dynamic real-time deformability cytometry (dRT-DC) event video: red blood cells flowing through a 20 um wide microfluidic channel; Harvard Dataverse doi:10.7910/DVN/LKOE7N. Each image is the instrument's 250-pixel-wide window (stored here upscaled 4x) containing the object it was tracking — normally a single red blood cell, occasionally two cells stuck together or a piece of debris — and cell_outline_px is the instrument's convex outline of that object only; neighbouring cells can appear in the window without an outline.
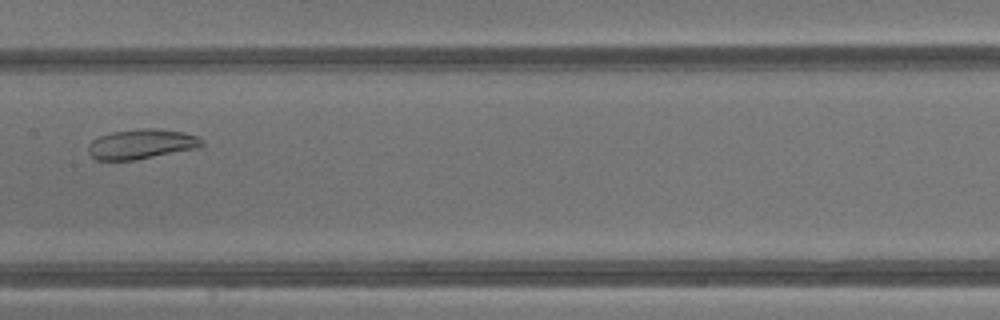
{"species": "common noctule bat (a hibernating species)", "species_latin": "Nyctalus noctula", "temperature_condition": "warm", "stored_images_in_passage": 40, "camera_frame_rate_fps": 3000, "um_per_image_px": 0.085, "animal": {"sex": "male", "body_mass_g": 13.3}, "frame": {"image": 1, "passage_image": 18, "time_ms": 5.667, "image_size_px": [1000, 320], "cell_outline_px": [[204, 144], [200, 148], [132, 160], [96, 160], [88, 152], [88, 144], [92, 140], [100, 136], [112, 132], [140, 128], [152, 128], [184, 132], [196, 136], [204, 140]], "centroid_in_image_um": [12.04, 12.24], "position_along_channel_um": 195.4, "area_um2": 19.77}}
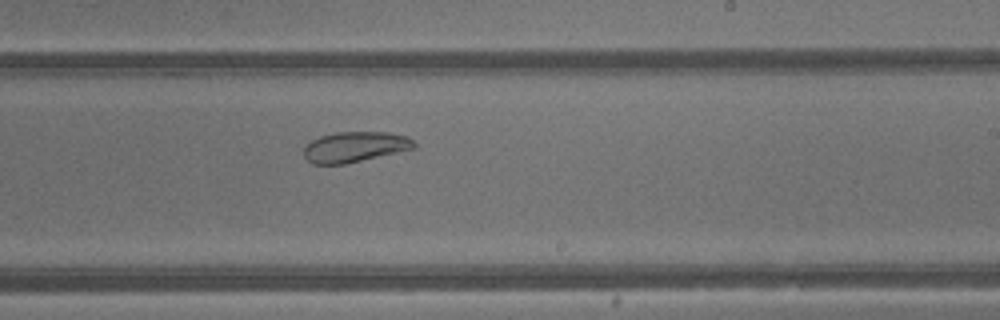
{"frame": {"image": 2, "passage_image": 22, "time_ms": 7.0, "image_size_px": [1000, 320], "cell_outline_px": [[416, 148], [344, 164], [312, 164], [304, 156], [304, 148], [312, 140], [320, 136], [336, 132], [388, 132], [404, 136], [412, 140], [416, 144]], "centroid_in_image_um": [30.15, 12.48], "position_along_channel_um": 258.8, "area_um2": 19.36}}
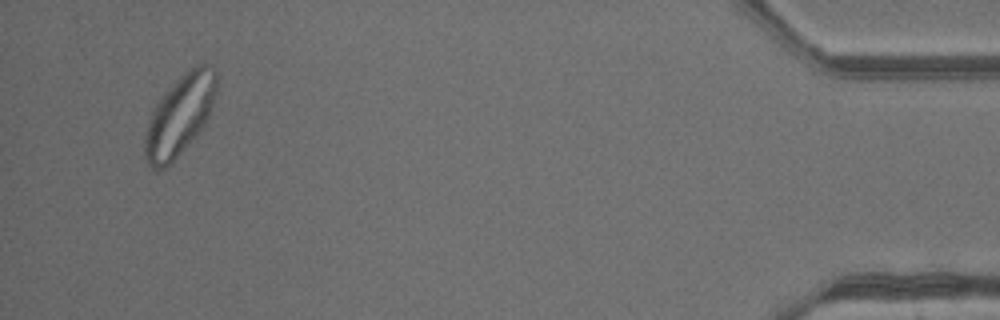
{"frame": {"image": 3, "passage_image": 37, "time_ms": 12.0, "image_size_px": [1000, 320], "cell_outline_px": [[216, 92], [208, 116], [204, 124], [196, 136], [172, 164], [164, 168], [152, 168], [148, 164], [144, 156], [144, 136], [148, 120], [156, 104], [164, 92], [184, 72], [196, 64], [208, 64], [216, 72]], "centroid_in_image_um": [15.25, 9.83], "position_along_channel_um": 420.0, "area_um2": 33.52}}